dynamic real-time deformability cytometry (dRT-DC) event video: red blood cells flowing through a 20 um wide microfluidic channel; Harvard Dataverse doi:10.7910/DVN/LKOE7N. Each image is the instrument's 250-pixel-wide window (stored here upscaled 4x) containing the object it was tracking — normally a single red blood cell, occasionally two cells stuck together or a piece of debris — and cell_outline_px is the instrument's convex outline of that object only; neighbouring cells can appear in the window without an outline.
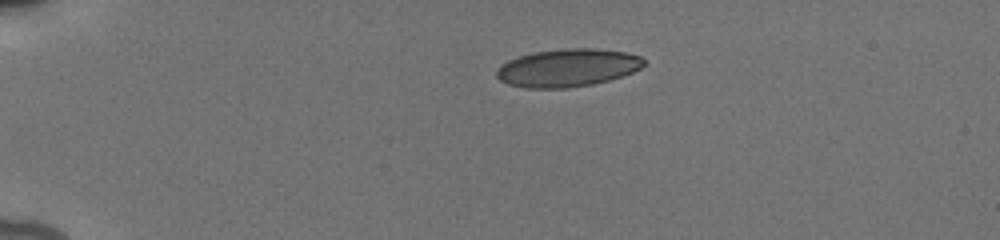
{"species": "human", "species_latin": "Homo sapiens", "temperature_condition": "cold", "stored_images_in_passage": 7, "camera_frame_rate_fps": 3000, "um_per_image_px": 0.085, "donor": {"sex": "male"}, "frame": {"image": 1, "passage_image": 1, "time_ms": 0.0, "image_size_px": [1000, 240], "cell_outline_px": [[644, 64], [640, 68], [632, 72], [608, 80], [592, 84], [568, 88], [524, 88], [508, 84], [500, 80], [496, 76], [496, 72], [508, 60], [520, 56], [536, 52], [568, 48], [596, 48], [628, 52], [640, 56], [644, 60]], "centroid_in_image_um": [48.26, 5.76], "position_along_channel_um": 36.7, "area_um2": 32.25}}
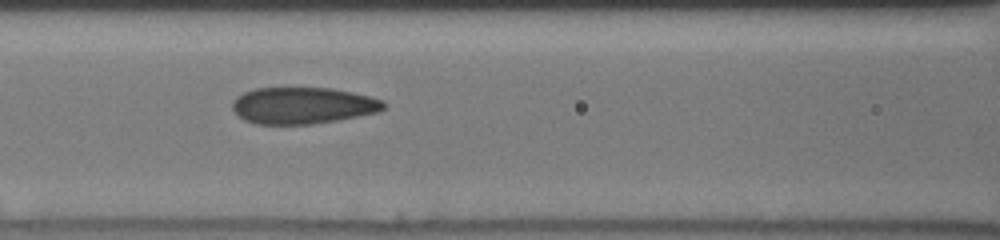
{"frame": {"image": 2, "passage_image": 6, "time_ms": 4.333, "image_size_px": [1000, 240], "cell_outline_px": [[384, 108], [380, 112], [340, 120], [312, 124], [256, 124], [244, 120], [232, 108], [232, 100], [236, 96], [244, 92], [256, 88], [332, 88], [352, 92], [384, 100]], "centroid_in_image_um": [25.74, 8.97], "position_along_channel_um": 140.9, "area_um2": 32.43}}
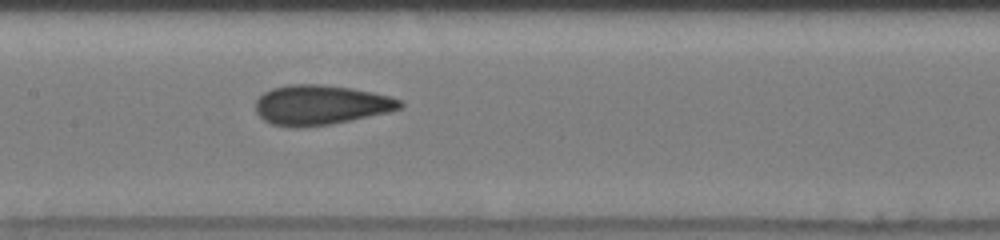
{"frame": {"image": 3, "passage_image": 7, "time_ms": 5.333, "image_size_px": [1000, 240], "cell_outline_px": [[404, 104], [400, 108], [388, 112], [352, 120], [332, 124], [272, 124], [264, 120], [256, 112], [256, 100], [264, 92], [272, 88], [288, 84], [320, 84], [352, 88], [372, 92], [404, 100]], "centroid_in_image_um": [27.31, 8.87], "position_along_channel_um": 180.1, "area_um2": 32.71}}